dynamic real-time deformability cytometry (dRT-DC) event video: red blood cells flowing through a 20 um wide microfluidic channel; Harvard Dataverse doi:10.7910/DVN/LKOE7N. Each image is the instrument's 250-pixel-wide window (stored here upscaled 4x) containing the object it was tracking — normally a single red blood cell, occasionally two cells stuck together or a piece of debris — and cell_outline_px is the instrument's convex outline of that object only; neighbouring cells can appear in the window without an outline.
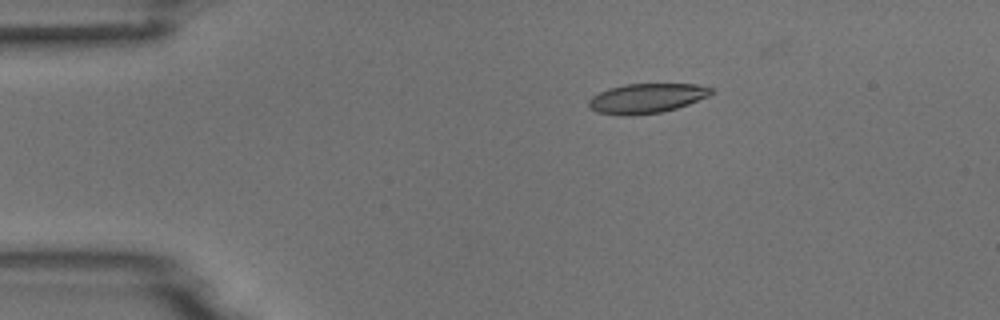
{"species": "common noctule bat (a hibernating species)", "species_latin": "Nyctalus noctula", "temperature_condition": "room temperature", "stored_images_in_passage": 5, "camera_frame_rate_fps": 3000, "um_per_image_px": 0.085, "animal": {"sex": "male", "body_mass_g": 18.8}, "frame": {"image": 1, "passage_image": 4, "time_ms": 3.667, "image_size_px": [1000, 320], "cell_outline_px": [[716, 88], [708, 96], [688, 104], [676, 108], [660, 112], [624, 116], [596, 112], [588, 108], [588, 100], [592, 96], [608, 88], [624, 84], [696, 84]], "centroid_in_image_um": [54.93, 8.35], "position_along_channel_um": 30.1, "area_um2": 21.21}}